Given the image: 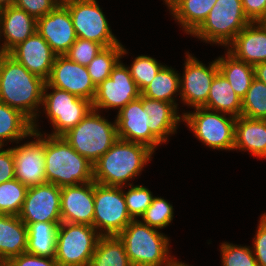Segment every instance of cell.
<instances>
[{
	"mask_svg": "<svg viewBox=\"0 0 266 266\" xmlns=\"http://www.w3.org/2000/svg\"><path fill=\"white\" fill-rule=\"evenodd\" d=\"M46 80L31 73L8 53L0 54V101L21 111L37 128Z\"/></svg>",
	"mask_w": 266,
	"mask_h": 266,
	"instance_id": "1",
	"label": "cell"
},
{
	"mask_svg": "<svg viewBox=\"0 0 266 266\" xmlns=\"http://www.w3.org/2000/svg\"><path fill=\"white\" fill-rule=\"evenodd\" d=\"M154 152L144 144L117 139L93 164L94 181L106 186L127 187V184L131 185L129 180L141 173Z\"/></svg>",
	"mask_w": 266,
	"mask_h": 266,
	"instance_id": "2",
	"label": "cell"
},
{
	"mask_svg": "<svg viewBox=\"0 0 266 266\" xmlns=\"http://www.w3.org/2000/svg\"><path fill=\"white\" fill-rule=\"evenodd\" d=\"M43 136L47 183L64 187L94 181L93 164L75 151L62 136L45 133Z\"/></svg>",
	"mask_w": 266,
	"mask_h": 266,
	"instance_id": "3",
	"label": "cell"
},
{
	"mask_svg": "<svg viewBox=\"0 0 266 266\" xmlns=\"http://www.w3.org/2000/svg\"><path fill=\"white\" fill-rule=\"evenodd\" d=\"M118 238L132 266H168L173 259L168 255L170 239L138 219L132 220Z\"/></svg>",
	"mask_w": 266,
	"mask_h": 266,
	"instance_id": "4",
	"label": "cell"
},
{
	"mask_svg": "<svg viewBox=\"0 0 266 266\" xmlns=\"http://www.w3.org/2000/svg\"><path fill=\"white\" fill-rule=\"evenodd\" d=\"M62 137L75 151L94 164L117 141L116 120L111 123L92 109Z\"/></svg>",
	"mask_w": 266,
	"mask_h": 266,
	"instance_id": "5",
	"label": "cell"
},
{
	"mask_svg": "<svg viewBox=\"0 0 266 266\" xmlns=\"http://www.w3.org/2000/svg\"><path fill=\"white\" fill-rule=\"evenodd\" d=\"M250 22L241 0H217L206 20L192 35L226 48Z\"/></svg>",
	"mask_w": 266,
	"mask_h": 266,
	"instance_id": "6",
	"label": "cell"
},
{
	"mask_svg": "<svg viewBox=\"0 0 266 266\" xmlns=\"http://www.w3.org/2000/svg\"><path fill=\"white\" fill-rule=\"evenodd\" d=\"M100 237L93 226L61 222L55 260L59 266H89Z\"/></svg>",
	"mask_w": 266,
	"mask_h": 266,
	"instance_id": "7",
	"label": "cell"
},
{
	"mask_svg": "<svg viewBox=\"0 0 266 266\" xmlns=\"http://www.w3.org/2000/svg\"><path fill=\"white\" fill-rule=\"evenodd\" d=\"M195 112L182 113L183 121L195 136L212 149L233 150L235 142L236 117L229 114L194 108Z\"/></svg>",
	"mask_w": 266,
	"mask_h": 266,
	"instance_id": "8",
	"label": "cell"
},
{
	"mask_svg": "<svg viewBox=\"0 0 266 266\" xmlns=\"http://www.w3.org/2000/svg\"><path fill=\"white\" fill-rule=\"evenodd\" d=\"M133 219L129 215L123 187L94 181L93 227L101 236H118Z\"/></svg>",
	"mask_w": 266,
	"mask_h": 266,
	"instance_id": "9",
	"label": "cell"
},
{
	"mask_svg": "<svg viewBox=\"0 0 266 266\" xmlns=\"http://www.w3.org/2000/svg\"><path fill=\"white\" fill-rule=\"evenodd\" d=\"M42 105L53 125V133L47 134L50 136L64 135L93 109L91 101L52 86L44 87Z\"/></svg>",
	"mask_w": 266,
	"mask_h": 266,
	"instance_id": "10",
	"label": "cell"
},
{
	"mask_svg": "<svg viewBox=\"0 0 266 266\" xmlns=\"http://www.w3.org/2000/svg\"><path fill=\"white\" fill-rule=\"evenodd\" d=\"M65 6L70 12L78 38L95 41L104 48L121 44L112 34L107 18L96 0H74Z\"/></svg>",
	"mask_w": 266,
	"mask_h": 266,
	"instance_id": "11",
	"label": "cell"
},
{
	"mask_svg": "<svg viewBox=\"0 0 266 266\" xmlns=\"http://www.w3.org/2000/svg\"><path fill=\"white\" fill-rule=\"evenodd\" d=\"M140 95L141 92L131 77L129 68L119 60L113 67L109 78L96 86L92 107L96 111L117 108L119 112Z\"/></svg>",
	"mask_w": 266,
	"mask_h": 266,
	"instance_id": "12",
	"label": "cell"
},
{
	"mask_svg": "<svg viewBox=\"0 0 266 266\" xmlns=\"http://www.w3.org/2000/svg\"><path fill=\"white\" fill-rule=\"evenodd\" d=\"M31 136L36 140L12 148L15 179L27 188L47 183L44 137L38 128H33Z\"/></svg>",
	"mask_w": 266,
	"mask_h": 266,
	"instance_id": "13",
	"label": "cell"
},
{
	"mask_svg": "<svg viewBox=\"0 0 266 266\" xmlns=\"http://www.w3.org/2000/svg\"><path fill=\"white\" fill-rule=\"evenodd\" d=\"M184 64L183 78H179L181 100L191 107H202L207 102L212 81L219 72L217 61L206 67L188 52Z\"/></svg>",
	"mask_w": 266,
	"mask_h": 266,
	"instance_id": "14",
	"label": "cell"
},
{
	"mask_svg": "<svg viewBox=\"0 0 266 266\" xmlns=\"http://www.w3.org/2000/svg\"><path fill=\"white\" fill-rule=\"evenodd\" d=\"M61 187L45 183L27 189L18 217L24 223L62 222Z\"/></svg>",
	"mask_w": 266,
	"mask_h": 266,
	"instance_id": "15",
	"label": "cell"
},
{
	"mask_svg": "<svg viewBox=\"0 0 266 266\" xmlns=\"http://www.w3.org/2000/svg\"><path fill=\"white\" fill-rule=\"evenodd\" d=\"M45 86L65 90L91 102L96 94V86L90 78L87 67L75 63L65 55H56Z\"/></svg>",
	"mask_w": 266,
	"mask_h": 266,
	"instance_id": "16",
	"label": "cell"
},
{
	"mask_svg": "<svg viewBox=\"0 0 266 266\" xmlns=\"http://www.w3.org/2000/svg\"><path fill=\"white\" fill-rule=\"evenodd\" d=\"M116 125L118 139L144 144L153 151L162 144L150 131V118L142 107V95L118 112Z\"/></svg>",
	"mask_w": 266,
	"mask_h": 266,
	"instance_id": "17",
	"label": "cell"
},
{
	"mask_svg": "<svg viewBox=\"0 0 266 266\" xmlns=\"http://www.w3.org/2000/svg\"><path fill=\"white\" fill-rule=\"evenodd\" d=\"M36 31L56 55H65L77 39L70 12L62 5L38 18Z\"/></svg>",
	"mask_w": 266,
	"mask_h": 266,
	"instance_id": "18",
	"label": "cell"
},
{
	"mask_svg": "<svg viewBox=\"0 0 266 266\" xmlns=\"http://www.w3.org/2000/svg\"><path fill=\"white\" fill-rule=\"evenodd\" d=\"M61 221L93 226L94 181L61 187Z\"/></svg>",
	"mask_w": 266,
	"mask_h": 266,
	"instance_id": "19",
	"label": "cell"
},
{
	"mask_svg": "<svg viewBox=\"0 0 266 266\" xmlns=\"http://www.w3.org/2000/svg\"><path fill=\"white\" fill-rule=\"evenodd\" d=\"M8 54L29 72L44 80L49 78L56 57L49 44L37 31L12 48Z\"/></svg>",
	"mask_w": 266,
	"mask_h": 266,
	"instance_id": "20",
	"label": "cell"
},
{
	"mask_svg": "<svg viewBox=\"0 0 266 266\" xmlns=\"http://www.w3.org/2000/svg\"><path fill=\"white\" fill-rule=\"evenodd\" d=\"M236 59L251 65L266 62V26L250 22L227 46Z\"/></svg>",
	"mask_w": 266,
	"mask_h": 266,
	"instance_id": "21",
	"label": "cell"
},
{
	"mask_svg": "<svg viewBox=\"0 0 266 266\" xmlns=\"http://www.w3.org/2000/svg\"><path fill=\"white\" fill-rule=\"evenodd\" d=\"M0 20L4 36L0 54L8 53L36 32L37 19L14 5L0 9Z\"/></svg>",
	"mask_w": 266,
	"mask_h": 266,
	"instance_id": "22",
	"label": "cell"
},
{
	"mask_svg": "<svg viewBox=\"0 0 266 266\" xmlns=\"http://www.w3.org/2000/svg\"><path fill=\"white\" fill-rule=\"evenodd\" d=\"M142 107L150 118V131L162 142L167 143L168 136L175 134L183 116L178 115L173 103L142 96Z\"/></svg>",
	"mask_w": 266,
	"mask_h": 266,
	"instance_id": "23",
	"label": "cell"
},
{
	"mask_svg": "<svg viewBox=\"0 0 266 266\" xmlns=\"http://www.w3.org/2000/svg\"><path fill=\"white\" fill-rule=\"evenodd\" d=\"M28 229L15 215L0 214V266L26 252Z\"/></svg>",
	"mask_w": 266,
	"mask_h": 266,
	"instance_id": "24",
	"label": "cell"
},
{
	"mask_svg": "<svg viewBox=\"0 0 266 266\" xmlns=\"http://www.w3.org/2000/svg\"><path fill=\"white\" fill-rule=\"evenodd\" d=\"M234 149L266 159V120L237 117Z\"/></svg>",
	"mask_w": 266,
	"mask_h": 266,
	"instance_id": "25",
	"label": "cell"
},
{
	"mask_svg": "<svg viewBox=\"0 0 266 266\" xmlns=\"http://www.w3.org/2000/svg\"><path fill=\"white\" fill-rule=\"evenodd\" d=\"M217 0H164L175 20L189 35L206 20Z\"/></svg>",
	"mask_w": 266,
	"mask_h": 266,
	"instance_id": "26",
	"label": "cell"
},
{
	"mask_svg": "<svg viewBox=\"0 0 266 266\" xmlns=\"http://www.w3.org/2000/svg\"><path fill=\"white\" fill-rule=\"evenodd\" d=\"M202 107L237 118L242 114V99L234 92L226 77L218 72L212 81L207 102Z\"/></svg>",
	"mask_w": 266,
	"mask_h": 266,
	"instance_id": "27",
	"label": "cell"
},
{
	"mask_svg": "<svg viewBox=\"0 0 266 266\" xmlns=\"http://www.w3.org/2000/svg\"><path fill=\"white\" fill-rule=\"evenodd\" d=\"M60 223H24L28 229L26 252L40 257L55 258L57 230Z\"/></svg>",
	"mask_w": 266,
	"mask_h": 266,
	"instance_id": "28",
	"label": "cell"
},
{
	"mask_svg": "<svg viewBox=\"0 0 266 266\" xmlns=\"http://www.w3.org/2000/svg\"><path fill=\"white\" fill-rule=\"evenodd\" d=\"M33 122L21 111L0 101V146L32 137Z\"/></svg>",
	"mask_w": 266,
	"mask_h": 266,
	"instance_id": "29",
	"label": "cell"
},
{
	"mask_svg": "<svg viewBox=\"0 0 266 266\" xmlns=\"http://www.w3.org/2000/svg\"><path fill=\"white\" fill-rule=\"evenodd\" d=\"M216 61L219 72L226 77L234 92L243 99L255 78L253 65L236 59L228 51L226 56H221Z\"/></svg>",
	"mask_w": 266,
	"mask_h": 266,
	"instance_id": "30",
	"label": "cell"
},
{
	"mask_svg": "<svg viewBox=\"0 0 266 266\" xmlns=\"http://www.w3.org/2000/svg\"><path fill=\"white\" fill-rule=\"evenodd\" d=\"M89 266H132L118 236H101Z\"/></svg>",
	"mask_w": 266,
	"mask_h": 266,
	"instance_id": "31",
	"label": "cell"
},
{
	"mask_svg": "<svg viewBox=\"0 0 266 266\" xmlns=\"http://www.w3.org/2000/svg\"><path fill=\"white\" fill-rule=\"evenodd\" d=\"M180 75L175 72L174 68L164 66L150 82V84L141 92L142 96L146 98L162 100L173 103L176 107L175 98L176 92H180L179 85Z\"/></svg>",
	"mask_w": 266,
	"mask_h": 266,
	"instance_id": "32",
	"label": "cell"
},
{
	"mask_svg": "<svg viewBox=\"0 0 266 266\" xmlns=\"http://www.w3.org/2000/svg\"><path fill=\"white\" fill-rule=\"evenodd\" d=\"M127 53L122 44L102 49L86 66L90 78L95 86L109 78L113 67Z\"/></svg>",
	"mask_w": 266,
	"mask_h": 266,
	"instance_id": "33",
	"label": "cell"
},
{
	"mask_svg": "<svg viewBox=\"0 0 266 266\" xmlns=\"http://www.w3.org/2000/svg\"><path fill=\"white\" fill-rule=\"evenodd\" d=\"M27 187L17 179L0 184V214L18 216L27 192Z\"/></svg>",
	"mask_w": 266,
	"mask_h": 266,
	"instance_id": "34",
	"label": "cell"
},
{
	"mask_svg": "<svg viewBox=\"0 0 266 266\" xmlns=\"http://www.w3.org/2000/svg\"><path fill=\"white\" fill-rule=\"evenodd\" d=\"M241 116L266 120V84L254 78L242 99Z\"/></svg>",
	"mask_w": 266,
	"mask_h": 266,
	"instance_id": "35",
	"label": "cell"
},
{
	"mask_svg": "<svg viewBox=\"0 0 266 266\" xmlns=\"http://www.w3.org/2000/svg\"><path fill=\"white\" fill-rule=\"evenodd\" d=\"M155 58L147 55L137 56L131 67H128L131 77L142 92L154 79L156 74L164 67Z\"/></svg>",
	"mask_w": 266,
	"mask_h": 266,
	"instance_id": "36",
	"label": "cell"
},
{
	"mask_svg": "<svg viewBox=\"0 0 266 266\" xmlns=\"http://www.w3.org/2000/svg\"><path fill=\"white\" fill-rule=\"evenodd\" d=\"M173 206L161 197L152 199V203L140 217L141 222L155 229H163L173 220Z\"/></svg>",
	"mask_w": 266,
	"mask_h": 266,
	"instance_id": "37",
	"label": "cell"
},
{
	"mask_svg": "<svg viewBox=\"0 0 266 266\" xmlns=\"http://www.w3.org/2000/svg\"><path fill=\"white\" fill-rule=\"evenodd\" d=\"M130 187L124 192L126 206L133 220L141 217L152 203L154 198L151 191L142 185H127Z\"/></svg>",
	"mask_w": 266,
	"mask_h": 266,
	"instance_id": "38",
	"label": "cell"
},
{
	"mask_svg": "<svg viewBox=\"0 0 266 266\" xmlns=\"http://www.w3.org/2000/svg\"><path fill=\"white\" fill-rule=\"evenodd\" d=\"M220 249L223 266H258L250 246L223 242Z\"/></svg>",
	"mask_w": 266,
	"mask_h": 266,
	"instance_id": "39",
	"label": "cell"
},
{
	"mask_svg": "<svg viewBox=\"0 0 266 266\" xmlns=\"http://www.w3.org/2000/svg\"><path fill=\"white\" fill-rule=\"evenodd\" d=\"M102 49L104 47L95 41L77 37L65 56L75 63L87 66Z\"/></svg>",
	"mask_w": 266,
	"mask_h": 266,
	"instance_id": "40",
	"label": "cell"
},
{
	"mask_svg": "<svg viewBox=\"0 0 266 266\" xmlns=\"http://www.w3.org/2000/svg\"><path fill=\"white\" fill-rule=\"evenodd\" d=\"M14 6L38 19L53 11L58 4L54 0H16Z\"/></svg>",
	"mask_w": 266,
	"mask_h": 266,
	"instance_id": "41",
	"label": "cell"
},
{
	"mask_svg": "<svg viewBox=\"0 0 266 266\" xmlns=\"http://www.w3.org/2000/svg\"><path fill=\"white\" fill-rule=\"evenodd\" d=\"M253 240L252 250L257 265L266 266V213L261 215Z\"/></svg>",
	"mask_w": 266,
	"mask_h": 266,
	"instance_id": "42",
	"label": "cell"
},
{
	"mask_svg": "<svg viewBox=\"0 0 266 266\" xmlns=\"http://www.w3.org/2000/svg\"><path fill=\"white\" fill-rule=\"evenodd\" d=\"M3 266H59L55 258L40 257L28 252L12 257Z\"/></svg>",
	"mask_w": 266,
	"mask_h": 266,
	"instance_id": "43",
	"label": "cell"
},
{
	"mask_svg": "<svg viewBox=\"0 0 266 266\" xmlns=\"http://www.w3.org/2000/svg\"><path fill=\"white\" fill-rule=\"evenodd\" d=\"M14 157L12 147L4 149L0 146V184L15 178Z\"/></svg>",
	"mask_w": 266,
	"mask_h": 266,
	"instance_id": "44",
	"label": "cell"
},
{
	"mask_svg": "<svg viewBox=\"0 0 266 266\" xmlns=\"http://www.w3.org/2000/svg\"><path fill=\"white\" fill-rule=\"evenodd\" d=\"M246 17L251 22H260L266 14V0H241Z\"/></svg>",
	"mask_w": 266,
	"mask_h": 266,
	"instance_id": "45",
	"label": "cell"
},
{
	"mask_svg": "<svg viewBox=\"0 0 266 266\" xmlns=\"http://www.w3.org/2000/svg\"><path fill=\"white\" fill-rule=\"evenodd\" d=\"M253 67L255 78L266 84V62L258 63Z\"/></svg>",
	"mask_w": 266,
	"mask_h": 266,
	"instance_id": "46",
	"label": "cell"
},
{
	"mask_svg": "<svg viewBox=\"0 0 266 266\" xmlns=\"http://www.w3.org/2000/svg\"><path fill=\"white\" fill-rule=\"evenodd\" d=\"M16 0H0V9L13 6Z\"/></svg>",
	"mask_w": 266,
	"mask_h": 266,
	"instance_id": "47",
	"label": "cell"
},
{
	"mask_svg": "<svg viewBox=\"0 0 266 266\" xmlns=\"http://www.w3.org/2000/svg\"><path fill=\"white\" fill-rule=\"evenodd\" d=\"M168 266H190V265H186L184 262H180V261H177L176 258L172 259V261L169 263Z\"/></svg>",
	"mask_w": 266,
	"mask_h": 266,
	"instance_id": "48",
	"label": "cell"
},
{
	"mask_svg": "<svg viewBox=\"0 0 266 266\" xmlns=\"http://www.w3.org/2000/svg\"><path fill=\"white\" fill-rule=\"evenodd\" d=\"M58 5L65 6L66 4L72 3L74 0H54Z\"/></svg>",
	"mask_w": 266,
	"mask_h": 266,
	"instance_id": "49",
	"label": "cell"
},
{
	"mask_svg": "<svg viewBox=\"0 0 266 266\" xmlns=\"http://www.w3.org/2000/svg\"><path fill=\"white\" fill-rule=\"evenodd\" d=\"M260 23L264 26H266V14L265 16L262 18V20L260 21Z\"/></svg>",
	"mask_w": 266,
	"mask_h": 266,
	"instance_id": "50",
	"label": "cell"
},
{
	"mask_svg": "<svg viewBox=\"0 0 266 266\" xmlns=\"http://www.w3.org/2000/svg\"><path fill=\"white\" fill-rule=\"evenodd\" d=\"M1 36H2V35H1V20H0V38H1Z\"/></svg>",
	"mask_w": 266,
	"mask_h": 266,
	"instance_id": "51",
	"label": "cell"
}]
</instances>
